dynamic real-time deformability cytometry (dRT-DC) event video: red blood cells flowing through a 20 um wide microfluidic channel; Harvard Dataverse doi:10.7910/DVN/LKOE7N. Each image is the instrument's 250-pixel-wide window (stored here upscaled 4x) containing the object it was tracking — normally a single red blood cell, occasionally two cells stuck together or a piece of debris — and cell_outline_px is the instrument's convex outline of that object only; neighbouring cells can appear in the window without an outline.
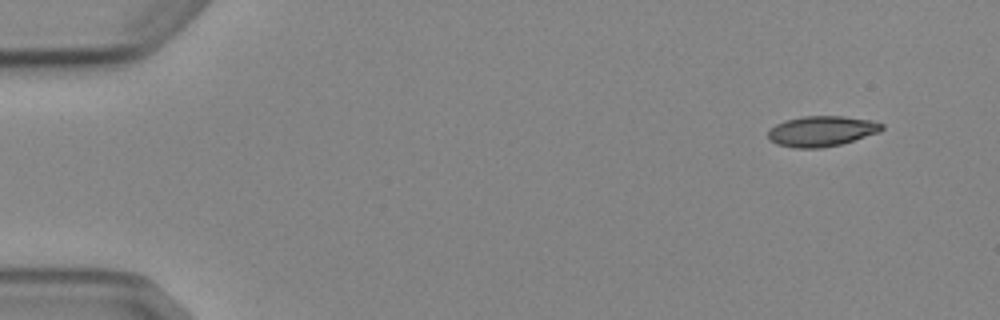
{"species": "Egyptian fruit bat (a non-hibernating species)", "species_latin": "Rousettus aegyptiacus", "temperature_condition": "cold", "stored_images_in_passage": 4, "camera_frame_rate_fps": 3000, "um_per_image_px": 0.085, "animal": {"sex": "female"}, "frame": {"image": 1, "passage_image": 1, "time_ms": 0.0, "image_size_px": [1000, 320], "cell_outline_px": [[884, 128], [880, 132], [840, 144], [820, 148], [796, 148], [776, 144], [768, 136], [768, 132], [776, 124], [784, 120], [804, 116], [840, 116], [872, 120], [884, 124]], "centroid_in_image_um": [69.86, 11.14], "position_along_channel_um": 15.1, "area_um2": 20.06}}
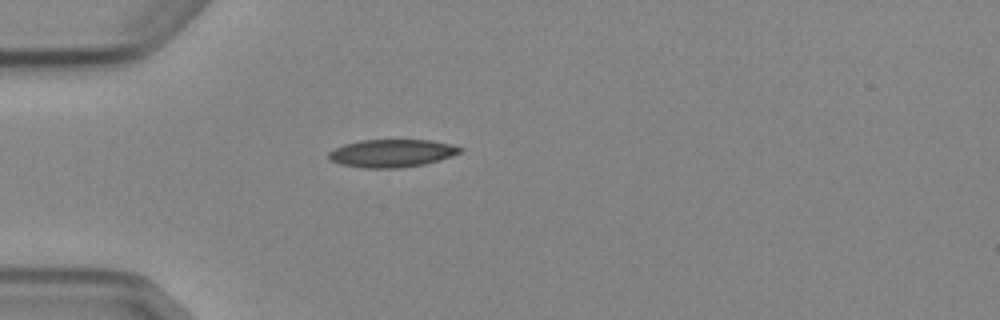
{"frame": {"image": 2, "passage_image": 4, "time_ms": 3.667, "image_size_px": [1000, 320], "cell_outline_px": [[464, 148], [460, 152], [452, 156], [440, 160], [424, 164], [400, 168], [364, 168], [340, 164], [332, 160], [328, 156], [328, 152], [344, 144], [360, 140], [432, 140], [452, 144]], "centroid_in_image_um": [33.33, 13.02], "position_along_channel_um": 51.7, "area_um2": 21.33}}